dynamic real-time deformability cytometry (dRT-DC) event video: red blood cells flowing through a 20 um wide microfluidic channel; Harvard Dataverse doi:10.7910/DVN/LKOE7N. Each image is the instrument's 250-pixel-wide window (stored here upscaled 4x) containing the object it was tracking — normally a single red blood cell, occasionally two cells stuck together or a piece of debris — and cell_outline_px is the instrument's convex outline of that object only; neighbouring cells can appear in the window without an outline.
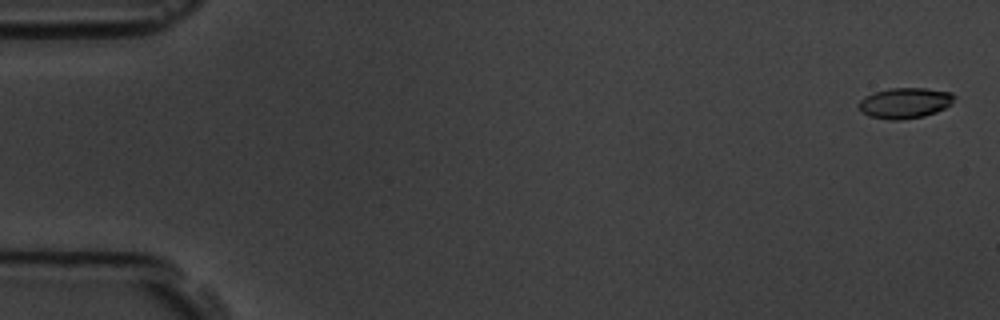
{"species": "common noctule bat (a hibernating species)", "species_latin": "Nyctalus noctula", "temperature_condition": "room temperature", "stored_images_in_passage": 5, "camera_frame_rate_fps": 3000, "um_per_image_px": 0.085, "animal": {"sex": "male", "body_mass_g": 19.5, "forearm_length_mm": 54.6}, "frame": {"image": 1, "passage_image": 1, "time_ms": 0.0, "image_size_px": [1000, 320], "cell_outline_px": [[956, 96], [952, 104], [936, 112], [924, 116], [900, 120], [888, 120], [868, 116], [860, 108], [860, 100], [864, 96], [872, 92], [888, 88], [924, 88], [952, 92]], "centroid_in_image_um": [76.93, 8.74], "position_along_channel_um": 8.1, "area_um2": 17.17}}
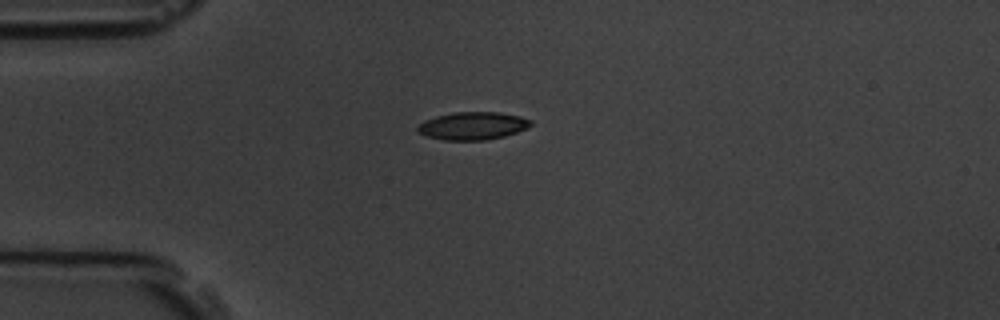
{"frame": {"image": 2, "passage_image": 5, "time_ms": 4.333, "image_size_px": [1000, 320], "cell_outline_px": [[532, 124], [516, 132], [504, 136], [484, 140], [444, 140], [428, 136], [416, 132], [416, 128], [424, 120], [436, 116], [452, 112], [500, 112], [520, 116], [532, 120]], "centroid_in_image_um": [40.15, 10.68], "position_along_channel_um": 44.8, "area_um2": 18.26}}